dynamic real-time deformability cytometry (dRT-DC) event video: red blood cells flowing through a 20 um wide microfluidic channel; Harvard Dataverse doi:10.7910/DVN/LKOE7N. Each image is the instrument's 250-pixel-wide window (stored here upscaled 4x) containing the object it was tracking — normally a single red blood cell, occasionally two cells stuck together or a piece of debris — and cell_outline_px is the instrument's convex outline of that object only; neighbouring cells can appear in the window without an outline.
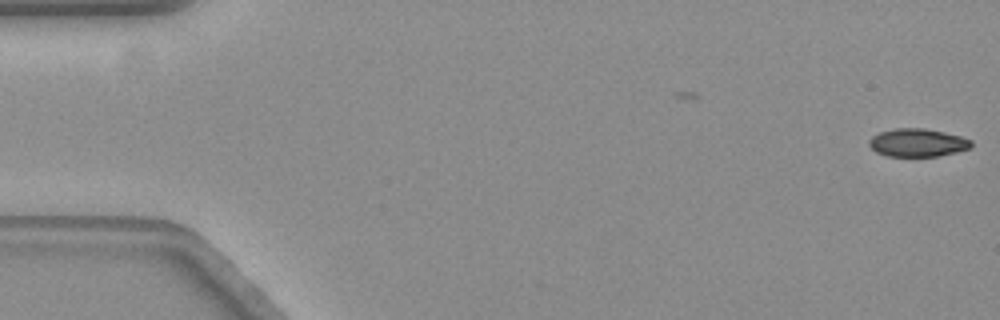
{"species": "common noctule bat (a hibernating species)", "species_latin": "Nyctalus noctula", "temperature_condition": "warm", "stored_images_in_passage": 51, "camera_frame_rate_fps": 3000, "um_per_image_px": 0.085, "animal": {"sex": "female", "body_mass_g": 19.3, "forearm_length_mm": 54.1}, "frame": {"image": 1, "passage_image": 1, "time_ms": 0.0, "image_size_px": [1000, 320], "cell_outline_px": [[972, 144], [968, 148], [956, 152], [940, 156], [888, 156], [876, 152], [868, 144], [868, 140], [872, 136], [880, 132], [896, 128], [924, 128], [944, 132], [960, 136], [972, 140]], "centroid_in_image_um": [77.97, 12.12], "position_along_channel_um": 7.0, "area_um2": 16.65}}
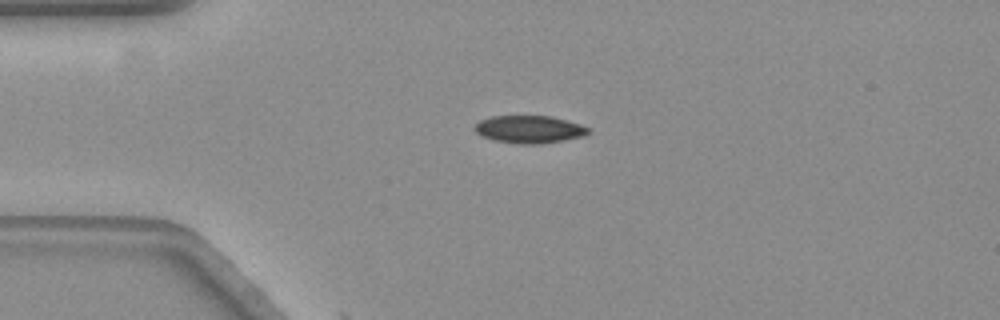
{"frame": {"image": 2, "passage_image": 14, "time_ms": 4.333, "image_size_px": [1000, 320], "cell_outline_px": [[588, 132], [584, 136], [544, 144], [516, 144], [496, 140], [484, 136], [476, 132], [476, 124], [480, 120], [492, 116], [548, 116], [580, 124], [588, 128]], "centroid_in_image_um": [45.0, 11.0], "position_along_channel_um": 40.0, "area_um2": 17.98}}
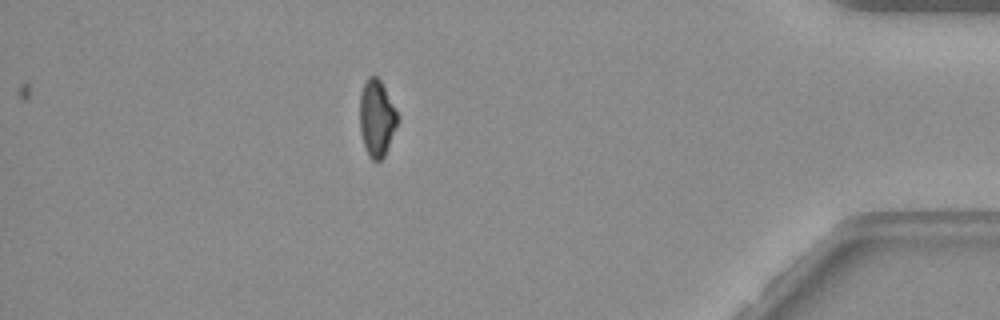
{"frame": {"image": 3, "passage_image": 51, "time_ms": 16.667, "image_size_px": [1000, 320], "cell_outline_px": [[396, 124], [384, 156], [380, 160], [372, 160], [368, 156], [360, 132], [360, 92], [368, 76], [376, 76], [380, 80], [396, 112]], "centroid_in_image_um": [31.97, 10.04], "position_along_channel_um": 403.2, "area_um2": 16.24}, "authors_computed_cell_mechanics": {"area_um2": 17.9758, "velocity_mm_per_s": 3.5472, "shape_relaxation_time_tau1_ms": 11.0122, "shape_relaxation_time_tau2_ms": null, "deformation_change_tau1": 0.2062, "deformation_change_tau2": null}}